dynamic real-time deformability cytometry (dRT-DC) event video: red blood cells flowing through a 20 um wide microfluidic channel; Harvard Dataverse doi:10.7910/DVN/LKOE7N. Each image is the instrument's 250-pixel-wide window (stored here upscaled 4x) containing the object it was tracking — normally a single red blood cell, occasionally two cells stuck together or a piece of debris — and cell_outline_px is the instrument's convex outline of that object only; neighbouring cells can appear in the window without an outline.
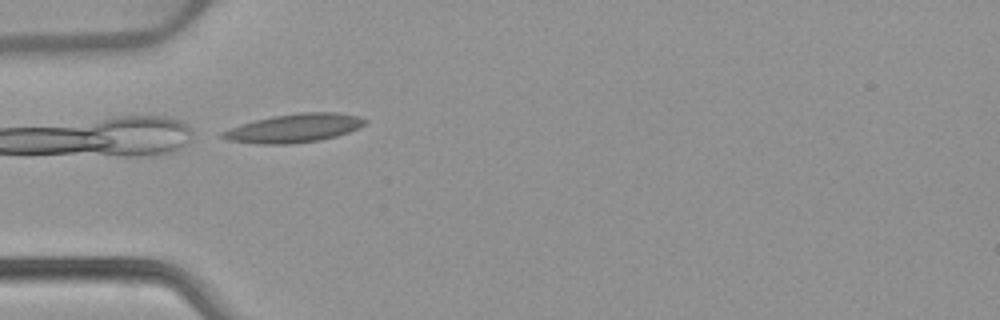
{"species": "common noctule bat (a hibernating species)", "species_latin": "Nyctalus noctula", "temperature_condition": "warm", "stored_images_in_passage": 33, "camera_frame_rate_fps": 3000, "um_per_image_px": 0.085, "animal": {"sex": "female", "body_mass_g": 22.7, "forearm_length_mm": 54.2}, "frame": {"image": 1, "passage_image": 1, "time_ms": 0.0, "image_size_px": [1000, 320], "cell_outline_px": [[368, 120], [364, 124], [348, 132], [336, 136], [320, 140], [292, 144], [260, 144], [228, 140], [220, 136], [220, 132], [256, 120], [272, 116], [300, 112], [336, 112], [360, 116]], "centroid_in_image_um": [25.03, 10.89], "position_along_channel_um": 60.0, "area_um2": 23.52}}